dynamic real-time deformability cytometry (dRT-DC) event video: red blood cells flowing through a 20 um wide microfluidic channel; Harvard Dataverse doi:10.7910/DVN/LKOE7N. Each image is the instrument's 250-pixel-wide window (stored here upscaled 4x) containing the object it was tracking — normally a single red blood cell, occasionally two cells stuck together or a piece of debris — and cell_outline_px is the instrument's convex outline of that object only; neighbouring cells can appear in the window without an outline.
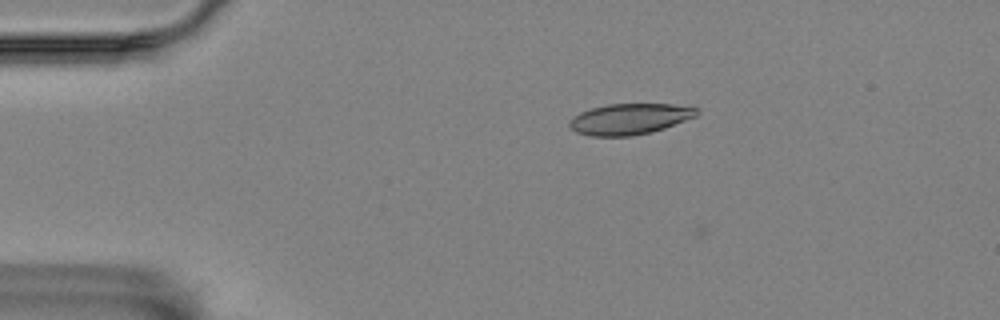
{"species": "Egyptian fruit bat (a non-hibernating species)", "species_latin": "Rousettus aegyptiacus", "temperature_condition": "room temperature", "stored_images_in_passage": 5, "camera_frame_rate_fps": 3000, "um_per_image_px": 0.085, "animal": {"sex": "female"}, "frame": {"image": 1, "passage_image": 2, "time_ms": 0.333, "image_size_px": [1000, 320], "cell_outline_px": [[700, 112], [696, 116], [664, 128], [632, 136], [592, 136], [576, 132], [568, 124], [568, 120], [580, 112], [592, 108], [608, 104], [672, 104], [700, 108]], "centroid_in_image_um": [53.52, 10.1], "position_along_channel_um": 31.5, "area_um2": 22.83}}
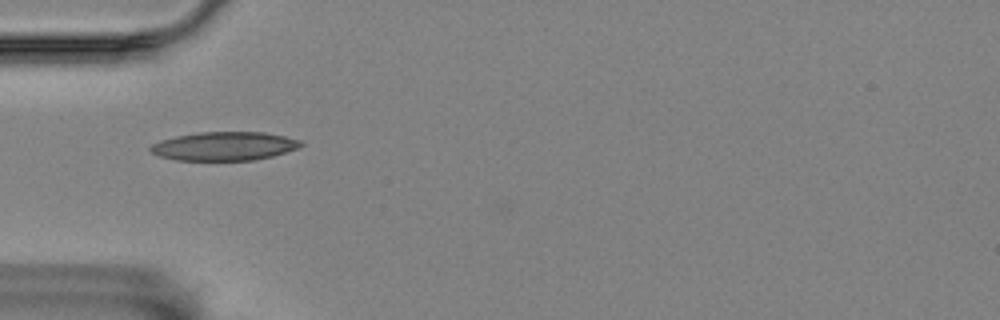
{"frame": {"image": 2, "passage_image": 4, "time_ms": 1.0, "image_size_px": [1000, 320], "cell_outline_px": [[304, 144], [296, 148], [272, 156], [256, 160], [176, 160], [160, 156], [148, 152], [148, 148], [152, 144], [160, 140], [176, 136], [200, 132], [264, 132], [284, 136], [300, 140]], "centroid_in_image_um": [19.02, 12.42], "position_along_channel_um": 66.0, "area_um2": 25.09}}
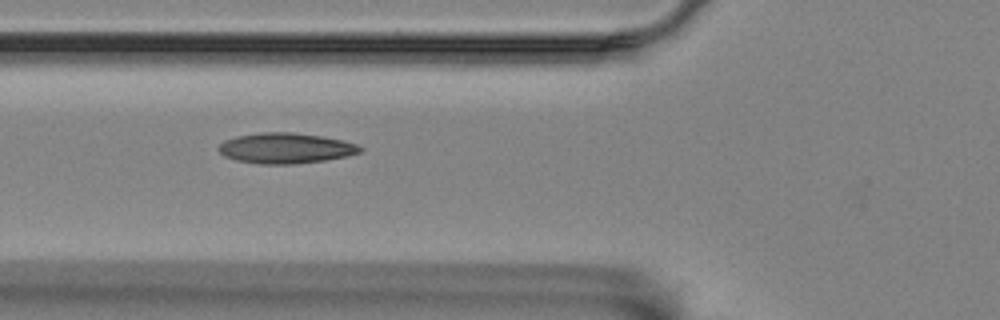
{"frame": {"image": 3, "passage_image": 5, "time_ms": 1.333, "image_size_px": [1000, 320], "cell_outline_px": [[364, 148], [360, 152], [348, 156], [324, 160], [292, 164], [260, 164], [236, 160], [224, 156], [216, 148], [224, 140], [236, 136], [260, 132], [292, 132], [320, 136], [340, 140], [356, 144]], "centroid_in_image_um": [24.24, 12.59], "position_along_channel_um": 101.6, "area_um2": 25.09}}